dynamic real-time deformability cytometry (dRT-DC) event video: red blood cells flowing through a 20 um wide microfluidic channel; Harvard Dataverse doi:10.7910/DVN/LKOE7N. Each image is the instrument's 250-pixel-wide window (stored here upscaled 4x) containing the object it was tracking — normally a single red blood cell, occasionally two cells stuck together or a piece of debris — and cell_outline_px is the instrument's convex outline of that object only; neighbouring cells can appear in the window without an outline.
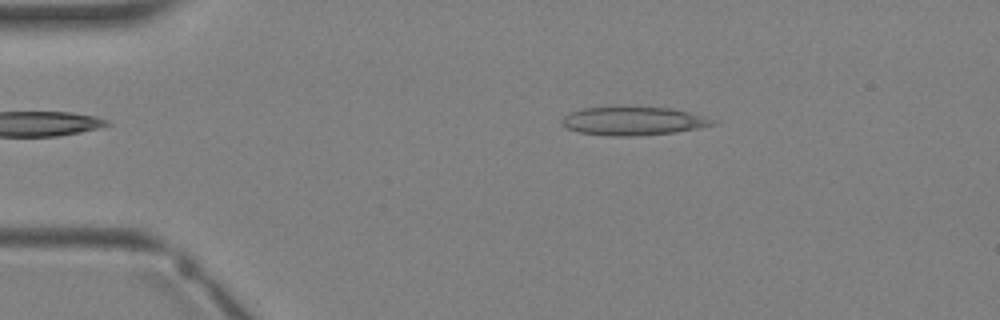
{"species": "Egyptian fruit bat (a non-hibernating species)", "species_latin": "Rousettus aegyptiacus", "temperature_condition": "warm", "stored_images_in_passage": 4, "camera_frame_rate_fps": 3000, "um_per_image_px": 0.085, "animal": {"sex": "female"}, "frame": {"image": 1, "passage_image": 4, "time_ms": 3.667, "image_size_px": [1000, 320], "cell_outline_px": [[716, 124], [676, 132], [636, 136], [608, 136], [580, 132], [568, 128], [560, 120], [568, 112], [580, 108], [616, 104], [672, 108], [704, 116], [716, 120]], "centroid_in_image_um": [53.77, 10.23], "position_along_channel_um": 31.2, "area_um2": 25.95}}